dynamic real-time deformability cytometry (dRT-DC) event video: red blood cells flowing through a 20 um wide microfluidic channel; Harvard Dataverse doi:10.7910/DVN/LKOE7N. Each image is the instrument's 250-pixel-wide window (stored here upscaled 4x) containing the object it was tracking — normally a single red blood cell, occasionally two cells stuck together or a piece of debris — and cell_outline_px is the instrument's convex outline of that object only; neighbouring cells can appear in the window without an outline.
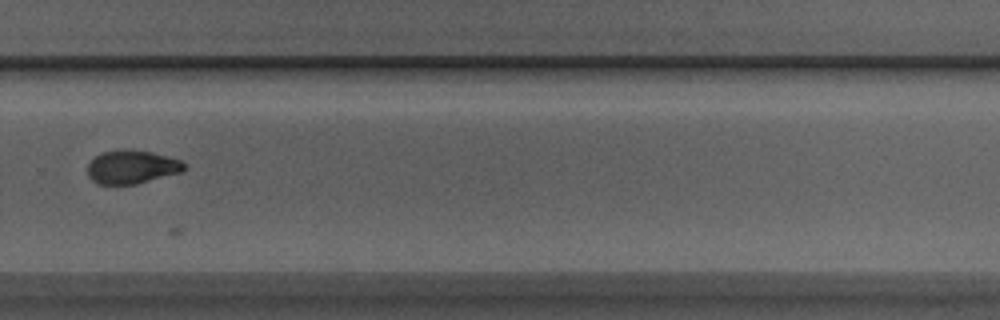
{"species": "Egyptian fruit bat (a non-hibernating species)", "species_latin": "Rousettus aegyptiacus", "temperature_condition": "room temperature", "stored_images_in_passage": 14, "camera_frame_rate_fps": 3000, "um_per_image_px": 0.085, "animal": {"sex": "male"}, "frame": {"image": 1, "passage_image": 10, "time_ms": 3.0, "image_size_px": [1000, 320], "cell_outline_px": [[188, 168], [184, 172], [136, 184], [100, 184], [92, 180], [88, 176], [88, 164], [96, 156], [104, 152], [128, 148], [152, 152], [168, 156], [180, 160]], "centroid_in_image_um": [11.25, 14.19], "position_along_channel_um": 318.5, "area_um2": 19.02}}
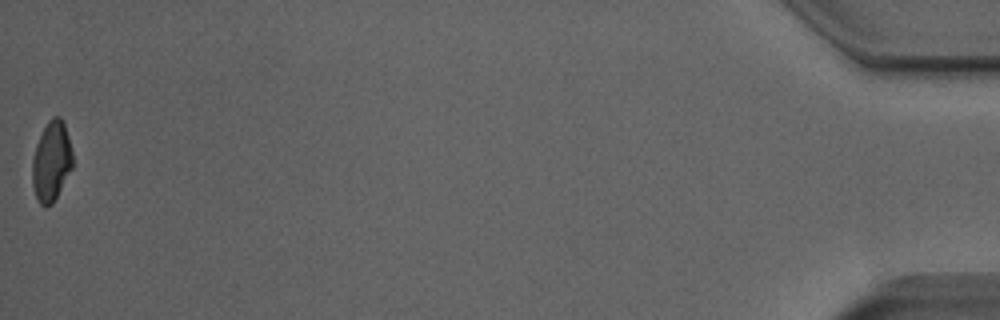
{"frame": {"image": 2, "passage_image": 14, "time_ms": 4.333, "image_size_px": [1000, 320], "cell_outline_px": [[72, 168], [52, 204], [44, 208], [36, 200], [32, 184], [32, 160], [36, 144], [48, 120], [52, 116], [60, 116], [64, 124], [72, 152]], "centroid_in_image_um": [4.35, 13.74], "position_along_channel_um": 430.9, "area_um2": 18.73}}